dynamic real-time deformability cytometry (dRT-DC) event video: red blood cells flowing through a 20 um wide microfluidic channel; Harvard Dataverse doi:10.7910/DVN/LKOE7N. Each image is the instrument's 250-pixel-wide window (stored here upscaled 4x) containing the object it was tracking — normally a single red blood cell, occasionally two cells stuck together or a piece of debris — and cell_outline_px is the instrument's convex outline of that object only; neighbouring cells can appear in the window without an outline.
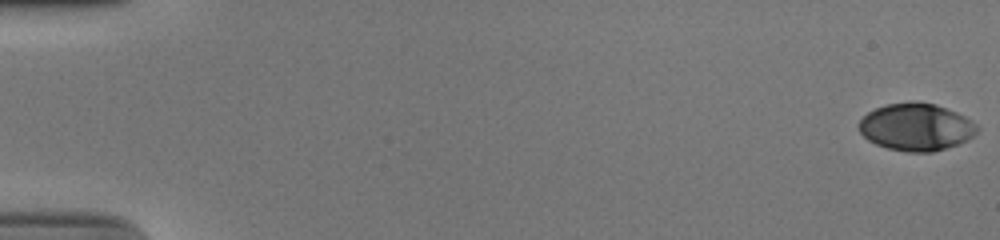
{"species": "human", "species_latin": "Homo sapiens", "temperature_condition": "cold", "stored_images_in_passage": 54, "camera_frame_rate_fps": 3000, "um_per_image_px": 0.085, "donor": {"sex": "male"}, "frame": {"image": 1, "passage_image": 1, "time_ms": 0.0, "image_size_px": [1000, 240], "cell_outline_px": [[980, 128], [972, 136], [956, 144], [932, 152], [908, 152], [888, 148], [876, 144], [868, 140], [860, 132], [860, 120], [868, 112], [884, 104], [908, 100], [916, 100], [936, 104], [956, 112], [964, 116], [976, 124]], "centroid_in_image_um": [77.85, 10.76], "position_along_channel_um": 7.1, "area_um2": 32.6}}
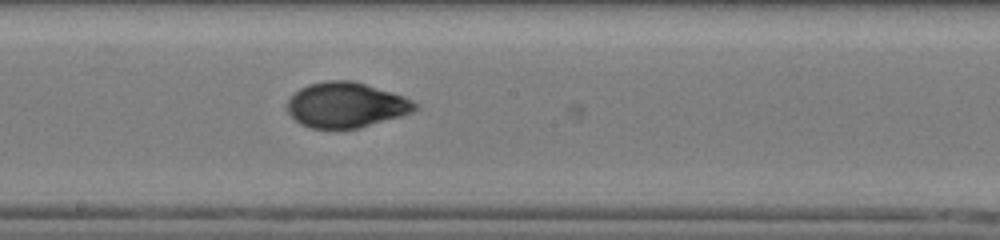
{"frame": {"image": 2, "passage_image": 31, "time_ms": 10.0, "image_size_px": [1000, 240], "cell_outline_px": [[420, 108], [412, 112], [400, 116], [360, 128], [312, 128], [300, 124], [288, 112], [288, 100], [300, 88], [308, 84], [324, 80], [348, 80], [364, 84], [404, 96], [420, 104]], "centroid_in_image_um": [29.44, 8.92], "position_along_channel_um": 218.8, "area_um2": 33.52}}
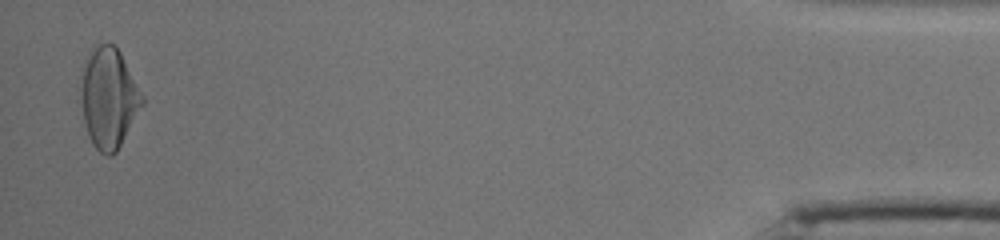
{"frame": {"image": 3, "passage_image": 53, "time_ms": 17.333, "image_size_px": [1000, 240], "cell_outline_px": [[144, 104], [116, 152], [112, 156], [108, 156], [100, 152], [92, 144], [88, 136], [84, 120], [80, 96], [80, 88], [84, 68], [92, 52], [100, 44], [112, 44], [120, 52], [144, 96]], "centroid_in_image_um": [9.26, 8.39], "position_along_channel_um": 425.9, "area_um2": 35.26}, "authors_computed_cell_mechanics": {"area_um2": 33.1194, "velocity_mm_per_s": 3.9215, "shape_relaxation_time_tau1_ms": 4.8299, "shape_relaxation_time_tau2_ms": 0.8574, "deformation_change_tau1": 0.174, "deformation_change_tau2": 0.0433}}